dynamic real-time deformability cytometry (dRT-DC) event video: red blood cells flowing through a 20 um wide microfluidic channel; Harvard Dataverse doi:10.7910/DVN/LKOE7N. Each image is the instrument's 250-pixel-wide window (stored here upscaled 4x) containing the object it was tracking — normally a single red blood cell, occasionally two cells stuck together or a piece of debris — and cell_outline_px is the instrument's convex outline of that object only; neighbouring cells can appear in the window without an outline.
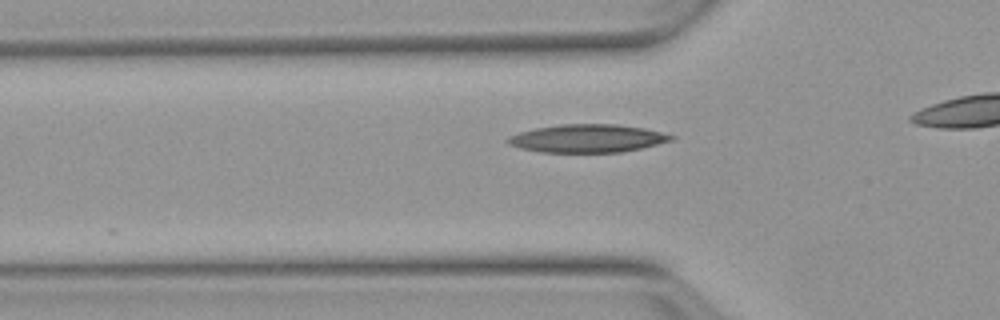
{"species": "Egyptian fruit bat (a non-hibernating species)", "species_latin": "Rousettus aegyptiacus", "temperature_condition": "warm", "stored_images_in_passage": 14, "camera_frame_rate_fps": 3000, "um_per_image_px": 0.085, "animal": {"sex": "female"}, "frame": {"image": 1, "passage_image": 6, "time_ms": 1.667, "image_size_px": [1000, 320], "cell_outline_px": [[676, 136], [672, 140], [624, 152], [540, 152], [520, 148], [508, 144], [504, 140], [508, 136], [520, 132], [536, 128], [560, 124], [616, 124], [644, 128]], "centroid_in_image_um": [49.89, 11.76], "position_along_channel_um": 75.9, "area_um2": 26.65}}
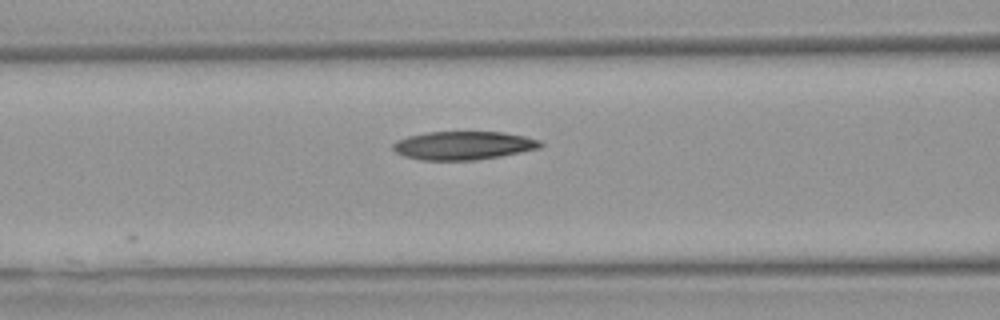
{"frame": {"image": 2, "passage_image": 10, "time_ms": 3.0, "image_size_px": [1000, 320], "cell_outline_px": [[544, 144], [540, 148], [500, 156], [476, 160], [420, 160], [404, 156], [396, 152], [392, 148], [392, 144], [396, 140], [408, 136], [428, 132], [504, 132], [524, 136], [540, 140]], "centroid_in_image_um": [39.37, 12.36], "position_along_channel_um": 127.2, "area_um2": 24.45}}
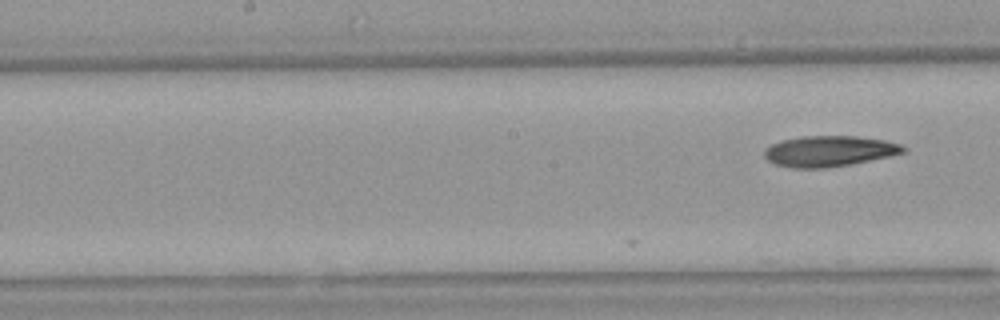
{"frame": {"image": 3, "passage_image": 14, "time_ms": 4.333, "image_size_px": [1000, 320], "cell_outline_px": [[908, 152], [852, 164], [828, 168], [792, 168], [776, 164], [768, 160], [764, 156], [764, 148], [772, 144], [784, 140], [804, 136], [856, 136], [884, 140], [900, 144], [908, 148]], "centroid_in_image_um": [70.52, 12.85], "position_along_channel_um": 177.7, "area_um2": 24.97}}